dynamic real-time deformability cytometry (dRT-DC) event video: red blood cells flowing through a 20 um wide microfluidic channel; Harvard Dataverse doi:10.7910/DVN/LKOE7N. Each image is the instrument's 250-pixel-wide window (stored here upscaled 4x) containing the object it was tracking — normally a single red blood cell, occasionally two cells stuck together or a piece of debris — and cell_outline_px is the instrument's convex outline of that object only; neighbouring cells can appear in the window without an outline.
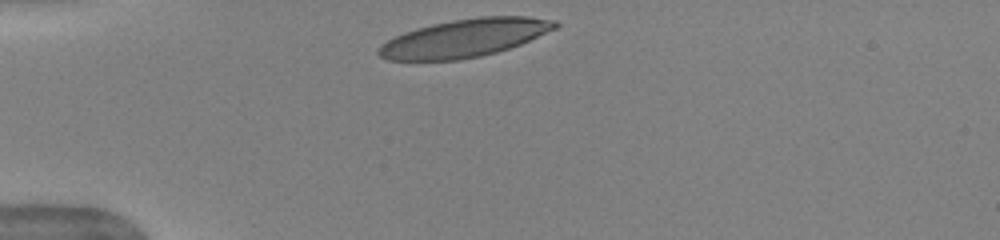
{"species": "human", "species_latin": "Homo sapiens", "temperature_condition": "warm", "stored_images_in_passage": 31, "camera_frame_rate_fps": 3000, "um_per_image_px": 0.085, "donor": {"sex": "female"}, "frame": {"image": 1, "passage_image": 1, "time_ms": 0.0, "image_size_px": [1000, 240], "cell_outline_px": [[560, 24], [556, 28], [520, 44], [496, 52], [480, 56], [456, 60], [388, 60], [380, 56], [376, 52], [380, 44], [404, 32], [416, 28], [432, 24], [452, 20], [480, 16], [528, 16], [556, 20]], "centroid_in_image_um": [39.48, 3.22], "position_along_channel_um": 45.5, "area_um2": 38.9}}
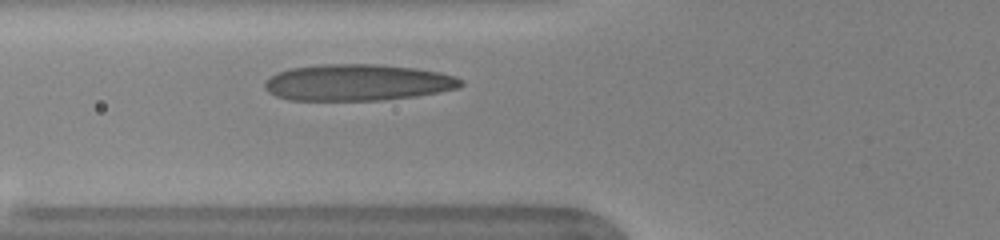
{"frame": {"image": 2, "passage_image": 7, "time_ms": 2.0, "image_size_px": [1000, 240], "cell_outline_px": [[464, 84], [460, 88], [412, 96], [384, 100], [288, 100], [276, 96], [268, 92], [264, 88], [264, 80], [280, 72], [292, 68], [320, 64], [380, 64], [416, 68], [440, 72], [456, 76], [464, 80]], "centroid_in_image_um": [30.41, 7.01], "position_along_channel_um": 95.4, "area_um2": 41.79}}
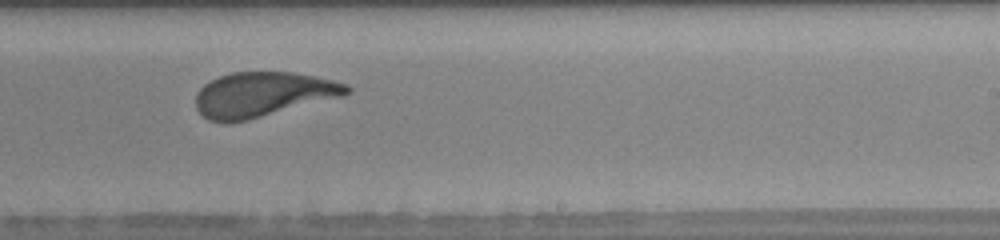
{"frame": {"image": 3, "passage_image": 20, "time_ms": 6.333, "image_size_px": [1000, 240], "cell_outline_px": [[352, 92], [344, 96], [248, 120], [224, 124], [220, 124], [208, 120], [196, 108], [196, 96], [200, 88], [204, 84], [220, 76], [232, 72], [292, 72], [332, 80], [348, 84], [352, 88]], "centroid_in_image_um": [22.35, 8.05], "position_along_channel_um": 266.7, "area_um2": 39.59}, "authors_computed_cell_mechanics": {"area_um2": 40.1132, "velocity_mm_per_s": 3.9453, "shape_relaxation_time_tau1_ms": 3.9992, "shape_relaxation_time_tau2_ms": 0.8279, "deformation_change_tau1": 0.1876, "deformation_change_tau2": 0.0843}}